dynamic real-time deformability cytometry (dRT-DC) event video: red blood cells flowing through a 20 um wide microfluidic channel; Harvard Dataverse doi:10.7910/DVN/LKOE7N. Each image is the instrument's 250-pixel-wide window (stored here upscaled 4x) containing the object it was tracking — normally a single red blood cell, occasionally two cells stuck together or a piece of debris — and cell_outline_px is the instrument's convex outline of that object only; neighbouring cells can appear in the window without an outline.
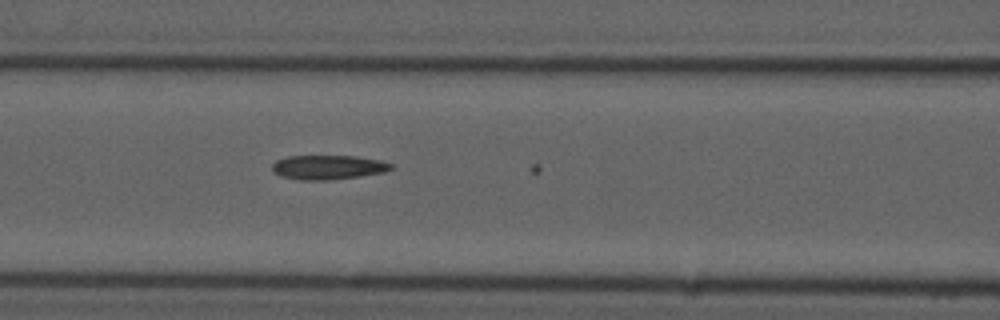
{"species": "common noctule bat (a hibernating species)", "species_latin": "Nyctalus noctula", "temperature_condition": "cold", "stored_images_in_passage": 8, "camera_frame_rate_fps": 3000, "um_per_image_px": 0.085, "animal": {"sex": "male", "forearm_length_mm": 52.5}, "frame": {"image": 1, "passage_image": 6, "time_ms": 1.667, "image_size_px": [1000, 320], "cell_outline_px": [[392, 168], [384, 172], [360, 176], [328, 180], [300, 180], [280, 176], [272, 168], [272, 164], [276, 160], [288, 156], [356, 156], [380, 160], [392, 164]], "centroid_in_image_um": [27.88, 14.21], "position_along_channel_um": 138.7, "area_um2": 16.76}}